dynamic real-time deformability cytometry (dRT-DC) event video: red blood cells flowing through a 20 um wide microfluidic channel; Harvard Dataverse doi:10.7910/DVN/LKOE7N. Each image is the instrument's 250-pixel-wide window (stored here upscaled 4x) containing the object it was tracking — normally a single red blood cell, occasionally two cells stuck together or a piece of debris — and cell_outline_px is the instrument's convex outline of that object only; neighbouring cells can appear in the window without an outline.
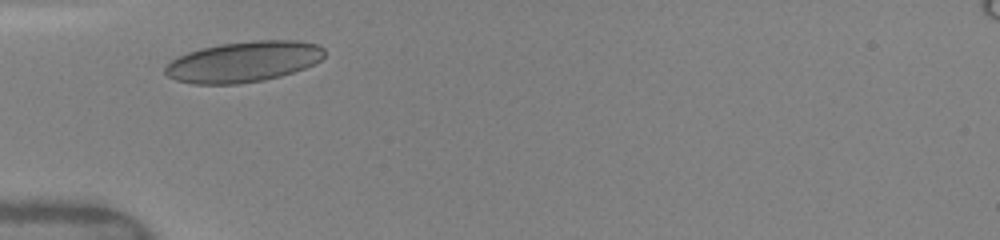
{"species": "human", "species_latin": "Homo sapiens", "temperature_condition": "warm", "stored_images_in_passage": 10, "camera_frame_rate_fps": 3000, "um_per_image_px": 0.085, "donor": {"sex": "female"}, "frame": {"image": 1, "passage_image": 1, "time_ms": 0.0, "image_size_px": [1000, 240], "cell_outline_px": [[324, 56], [320, 60], [304, 68], [280, 76], [264, 80], [236, 84], [192, 84], [176, 80], [168, 76], [164, 72], [164, 68], [172, 60], [188, 52], [200, 48], [220, 44], [252, 40], [296, 40], [320, 44], [324, 48]], "centroid_in_image_um": [20.71, 5.24], "position_along_channel_um": 64.3, "area_um2": 37.8}}
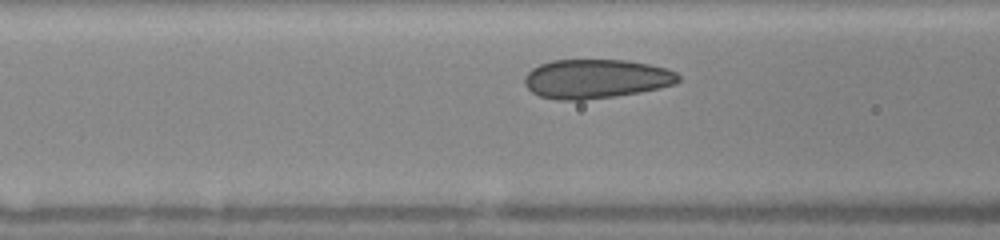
{"frame": {"image": 2, "passage_image": 5, "time_ms": 1.333, "image_size_px": [1000, 240], "cell_outline_px": [[680, 80], [676, 84], [660, 88], [640, 92], [616, 96], [584, 100], [556, 100], [540, 96], [532, 92], [524, 84], [524, 76], [532, 68], [540, 64], [552, 60], [628, 60], [648, 64], [664, 68], [676, 72], [680, 76]], "centroid_in_image_um": [50.65, 6.7], "position_along_channel_um": 115.9, "area_um2": 35.26}}